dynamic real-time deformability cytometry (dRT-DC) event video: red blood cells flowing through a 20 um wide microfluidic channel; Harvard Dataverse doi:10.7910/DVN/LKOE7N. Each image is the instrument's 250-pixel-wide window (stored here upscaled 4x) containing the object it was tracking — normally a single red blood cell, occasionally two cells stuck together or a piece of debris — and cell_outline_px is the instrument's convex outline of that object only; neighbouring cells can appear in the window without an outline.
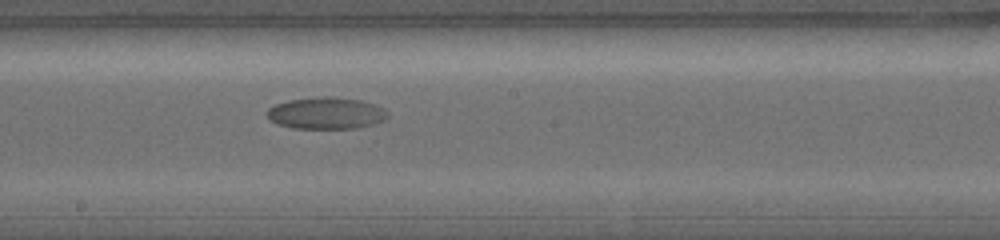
{"species": "common noctule bat (a hibernating species)", "species_latin": "Nyctalus noctula", "temperature_condition": "warm", "stored_images_in_passage": 19, "camera_frame_rate_fps": 5000, "um_per_image_px": 0.085, "animal": {"sex": "female", "body_mass_g": 19.0, "forearm_length_mm": 56.7}, "frame": {"image": 1, "passage_image": 9, "time_ms": 3.2, "image_size_px": [1000, 240], "cell_outline_px": [[388, 116], [384, 120], [360, 128], [292, 128], [276, 124], [268, 116], [268, 108], [276, 104], [288, 100], [324, 96], [328, 96], [360, 100], [384, 108], [388, 112]], "centroid_in_image_um": [27.73, 9.62], "position_along_channel_um": 220.5, "area_um2": 22.2}}
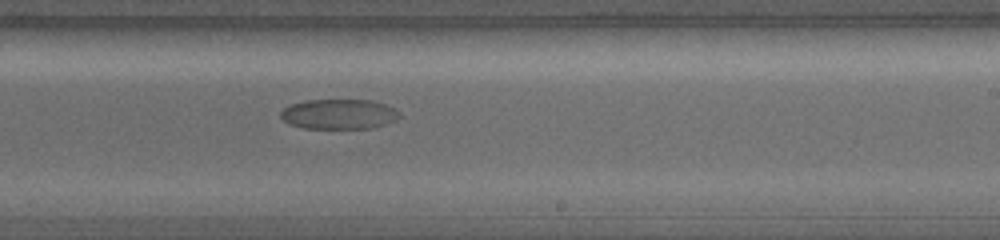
{"frame": {"image": 2, "passage_image": 11, "time_ms": 4.0, "image_size_px": [1000, 240], "cell_outline_px": [[400, 116], [396, 120], [372, 128], [304, 128], [288, 124], [280, 116], [280, 112], [284, 108], [292, 104], [304, 100], [372, 100], [396, 108], [400, 112]], "centroid_in_image_um": [28.82, 9.69], "position_along_channel_um": 260.2, "area_um2": 20.81}}
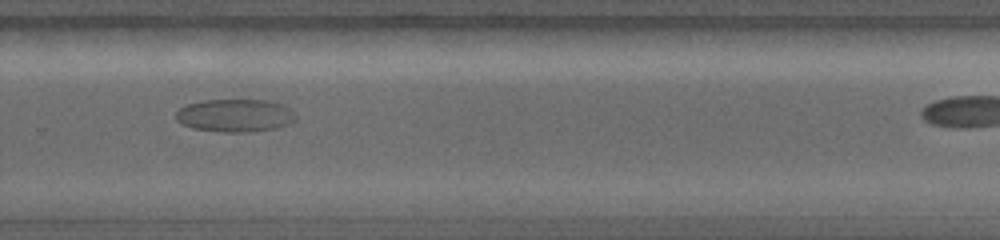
{"frame": {"image": 3, "passage_image": 14, "time_ms": 5.0, "image_size_px": [1000, 240], "cell_outline_px": [[296, 120], [288, 124], [276, 128], [252, 132], [224, 132], [192, 128], [176, 120], [176, 112], [180, 108], [188, 104], [204, 100], [264, 100], [280, 104], [288, 108], [296, 116]], "centroid_in_image_um": [19.97, 9.82], "position_along_channel_um": 309.8, "area_um2": 22.77}}